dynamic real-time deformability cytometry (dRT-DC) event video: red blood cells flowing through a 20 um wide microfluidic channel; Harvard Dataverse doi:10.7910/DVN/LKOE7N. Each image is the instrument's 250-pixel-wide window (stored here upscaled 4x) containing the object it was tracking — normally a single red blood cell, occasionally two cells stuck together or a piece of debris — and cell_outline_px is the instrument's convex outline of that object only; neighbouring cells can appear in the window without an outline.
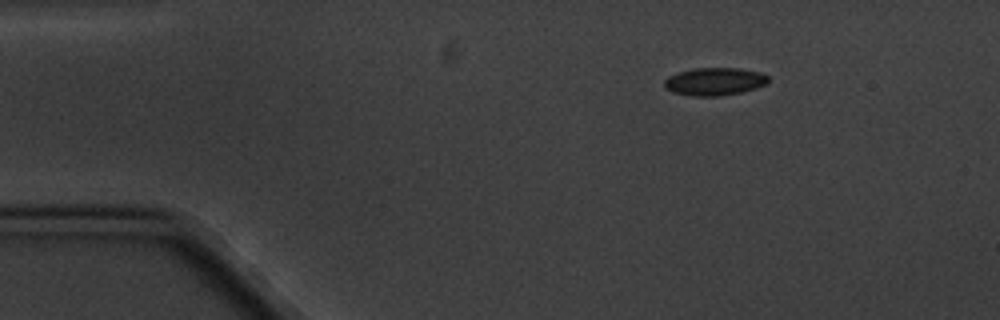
{"species": "common noctule bat (a hibernating species)", "species_latin": "Nyctalus noctula", "temperature_condition": "cold", "stored_images_in_passage": 15, "camera_frame_rate_fps": 3000, "um_per_image_px": 0.085, "animal": {"sex": "male", "body_mass_g": 20.1, "forearm_length_mm": 53.5}, "frame": {"image": 1, "passage_image": 1, "time_ms": 0.0, "image_size_px": [1000, 320], "cell_outline_px": [[768, 84], [756, 88], [740, 92], [720, 96], [692, 96], [672, 92], [664, 88], [664, 80], [668, 76], [692, 68], [740, 68], [760, 72], [768, 76]], "centroid_in_image_um": [60.73, 6.93], "position_along_channel_um": 24.3, "area_um2": 16.94}}
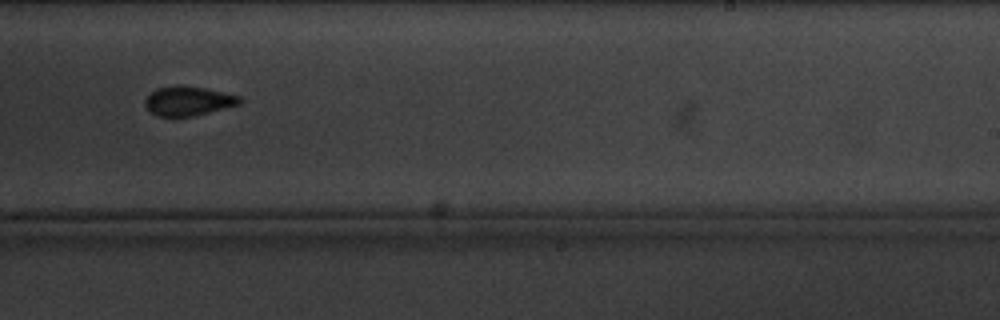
{"frame": {"image": 2, "passage_image": 9, "time_ms": 9.333, "image_size_px": [1000, 320], "cell_outline_px": [[240, 104], [192, 116], [156, 116], [144, 104], [144, 100], [156, 88], [180, 84], [184, 84], [204, 88], [240, 96]], "centroid_in_image_um": [15.97, 8.56], "position_along_channel_um": 273.0, "area_um2": 16.01}}
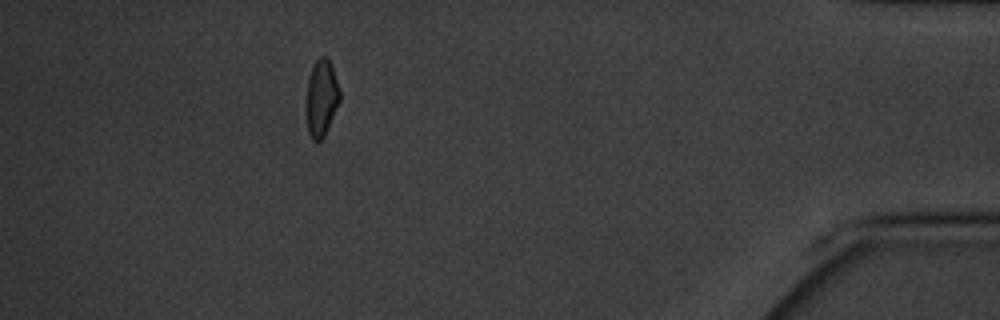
{"frame": {"image": 3, "passage_image": 14, "time_ms": 15.0, "image_size_px": [1000, 320], "cell_outline_px": [[340, 100], [324, 136], [320, 140], [312, 140], [308, 132], [308, 76], [316, 60], [320, 56], [328, 56], [332, 64], [340, 88]], "centroid_in_image_um": [27.36, 8.26], "position_along_channel_um": 407.8, "area_um2": 14.68}, "authors_computed_cell_mechanics": {"area_um2": 16.0106, "velocity_mm_per_s": 3.3313, "shape_relaxation_time_tau1_ms": 2.9042, "shape_relaxation_time_tau2_ms": 0.9807, "deformation_change_tau1": 0.0881, "deformation_change_tau2": 0.0687}}